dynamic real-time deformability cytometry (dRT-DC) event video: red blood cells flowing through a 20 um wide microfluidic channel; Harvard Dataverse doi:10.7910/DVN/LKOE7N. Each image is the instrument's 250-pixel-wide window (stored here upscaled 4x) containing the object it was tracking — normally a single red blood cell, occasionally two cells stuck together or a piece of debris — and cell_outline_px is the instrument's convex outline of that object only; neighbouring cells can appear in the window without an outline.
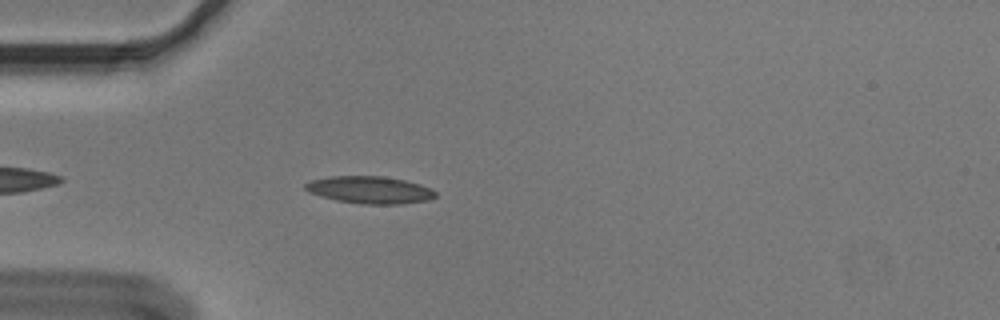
{"species": "Egyptian fruit bat (a non-hibernating species)", "species_latin": "Rousettus aegyptiacus", "temperature_condition": "cold", "stored_images_in_passage": 40, "camera_frame_rate_fps": 3000, "um_per_image_px": 0.085, "animal": {"sex": "male"}, "frame": {"image": 1, "passage_image": 6, "time_ms": 1.667, "image_size_px": [1000, 320], "cell_outline_px": [[436, 196], [428, 200], [400, 204], [360, 204], [336, 200], [320, 196], [308, 192], [304, 188], [304, 184], [312, 180], [332, 176], [384, 176], [404, 180], [420, 184], [432, 188], [436, 192]], "centroid_in_image_um": [31.43, 16.14], "position_along_channel_um": 53.6, "area_um2": 20.75}}
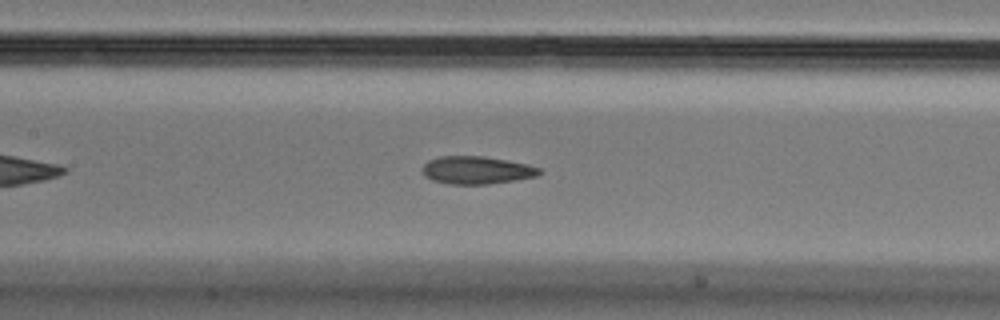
{"frame": {"image": 2, "passage_image": 16, "time_ms": 5.0, "image_size_px": [1000, 320], "cell_outline_px": [[544, 172], [536, 176], [488, 184], [448, 184], [432, 180], [424, 176], [420, 168], [428, 160], [440, 156], [484, 156], [508, 160], [540, 168]], "centroid_in_image_um": [40.46, 14.46], "position_along_channel_um": 166.9, "area_um2": 18.96}}
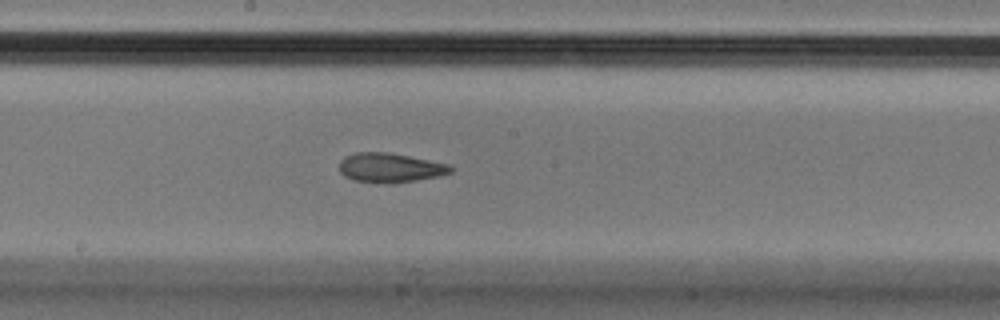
{"frame": {"image": 3, "passage_image": 20, "time_ms": 6.333, "image_size_px": [1000, 320], "cell_outline_px": [[452, 172], [440, 176], [392, 184], [388, 184], [352, 180], [344, 176], [340, 172], [340, 160], [344, 156], [356, 152], [388, 152], [448, 164], [452, 168]], "centroid_in_image_um": [33.12, 14.26], "position_along_channel_um": 215.1, "area_um2": 19.13}, "authors_computed_cell_mechanics": {"area_um2": 19.5942, "velocity_mm_per_s": 3.614, "shape_relaxation_time_tau1_ms": null, "shape_relaxation_time_tau2_ms": 1.8743, "deformation_change_tau1": null, "deformation_change_tau2": 0.0841}}